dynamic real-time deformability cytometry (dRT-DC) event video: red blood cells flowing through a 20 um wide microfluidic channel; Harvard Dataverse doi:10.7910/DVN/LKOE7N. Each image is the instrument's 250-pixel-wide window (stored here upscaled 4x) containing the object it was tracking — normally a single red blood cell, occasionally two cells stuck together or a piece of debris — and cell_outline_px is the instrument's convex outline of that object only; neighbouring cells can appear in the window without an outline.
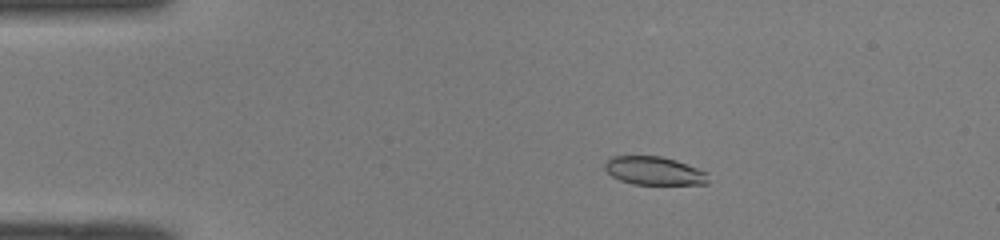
{"species": "common noctule bat (a hibernating species)", "species_latin": "Nyctalus noctula", "temperature_condition": "room temperature", "stored_images_in_passage": 42, "camera_frame_rate_fps": 3000, "um_per_image_px": 0.085, "animal": {"sex": "male", "body_mass_g": 19.0, "forearm_length_mm": 50.8}, "frame": {"image": 1, "passage_image": 1, "time_ms": 0.0, "image_size_px": [1000, 240], "cell_outline_px": [[708, 184], [632, 184], [620, 180], [612, 176], [604, 168], [604, 164], [612, 156], [660, 156], [676, 160], [708, 172]], "centroid_in_image_um": [55.61, 14.52], "position_along_channel_um": 29.4, "area_um2": 17.05}}
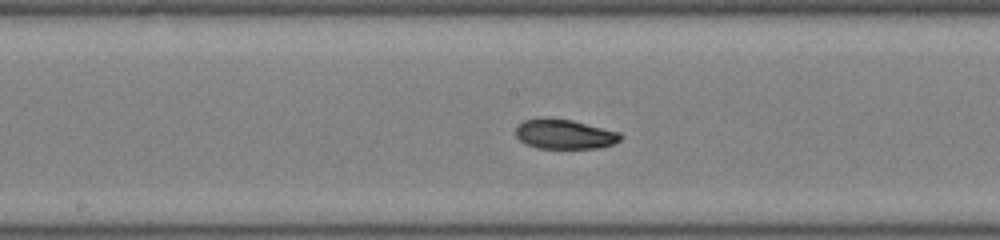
{"frame": {"image": 2, "passage_image": 18, "time_ms": 5.667, "image_size_px": [1000, 240], "cell_outline_px": [[624, 136], [620, 140], [612, 144], [600, 148], [536, 148], [520, 140], [516, 136], [516, 128], [524, 120], [544, 116], [548, 116], [572, 120], [620, 132]], "centroid_in_image_um": [47.99, 11.38], "position_along_channel_um": 200.2, "area_um2": 18.32}}
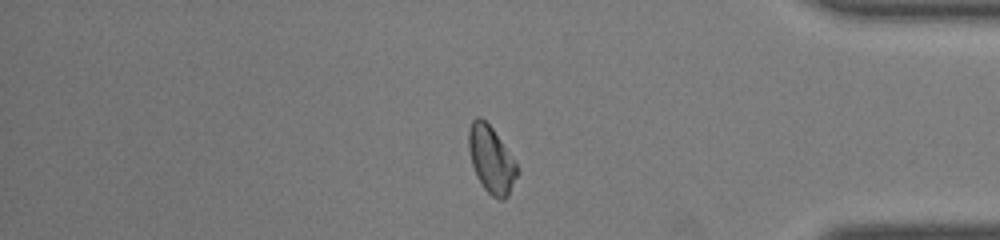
{"frame": {"image": 3, "passage_image": 34, "time_ms": 11.0, "image_size_px": [1000, 240], "cell_outline_px": [[520, 172], [508, 196], [504, 200], [500, 200], [492, 196], [484, 188], [476, 176], [472, 164], [468, 148], [468, 132], [472, 120], [476, 116], [480, 116], [492, 128], [516, 164]], "centroid_in_image_um": [41.75, 13.59], "position_along_channel_um": 393.5, "area_um2": 18.79}, "authors_computed_cell_mechanics": {"area_um2": 18.496, "velocity_mm_per_s": 4.0738, "shape_relaxation_time_tau1_ms": null, "shape_relaxation_time_tau2_ms": 11.3628, "deformation_change_tau1": null, "deformation_change_tau2": 0.1178}}